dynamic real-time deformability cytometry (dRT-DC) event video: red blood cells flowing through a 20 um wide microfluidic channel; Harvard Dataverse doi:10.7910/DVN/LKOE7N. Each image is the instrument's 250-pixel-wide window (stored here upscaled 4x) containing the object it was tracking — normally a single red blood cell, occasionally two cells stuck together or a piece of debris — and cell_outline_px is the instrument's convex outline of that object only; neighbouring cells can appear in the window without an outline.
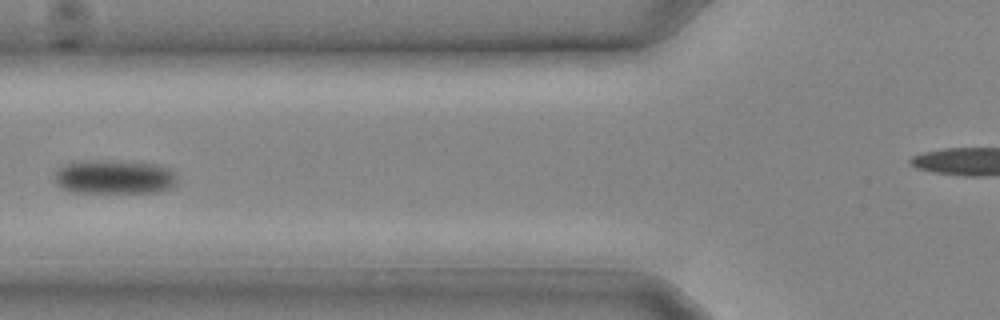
{"species": "common noctule bat (a hibernating species)", "species_latin": "Nyctalus noctula", "temperature_condition": "cold", "stored_images_in_passage": 11, "camera_frame_rate_fps": 3000, "um_per_image_px": 0.085, "animal": {"sex": "male", "body_mass_g": 20.4}, "frame": {"image": 1, "passage_image": 10, "time_ms": 3.0, "image_size_px": [1000, 320], "cell_outline_px": [[176, 188], [156, 192], [76, 192], [64, 188], [56, 184], [52, 176], [56, 168], [72, 160], [112, 160], [152, 164], [168, 168], [176, 176]], "centroid_in_image_um": [9.65, 15.03], "position_along_channel_um": 116.1, "area_um2": 24.74}}